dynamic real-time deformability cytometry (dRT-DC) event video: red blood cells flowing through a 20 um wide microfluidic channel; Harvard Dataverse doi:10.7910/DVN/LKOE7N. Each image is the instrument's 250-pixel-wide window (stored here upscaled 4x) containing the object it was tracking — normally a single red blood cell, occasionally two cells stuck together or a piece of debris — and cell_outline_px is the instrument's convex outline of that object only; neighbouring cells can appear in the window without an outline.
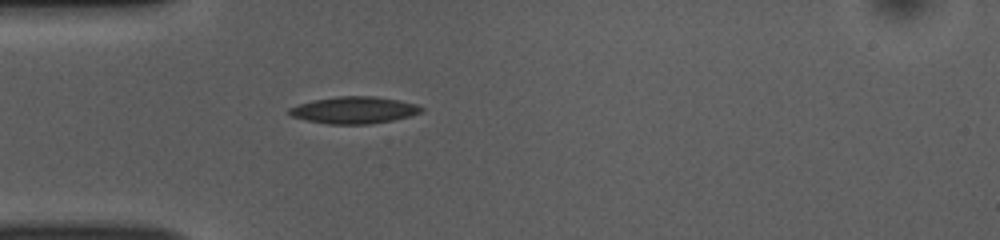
{"species": "common noctule bat (a hibernating species)", "species_latin": "Nyctalus noctula", "temperature_condition": "room temperature", "stored_images_in_passage": 38, "camera_frame_rate_fps": 3000, "um_per_image_px": 0.085, "animal": {"sex": "female", "body_mass_g": 10.0, "forearm_length_mm": 53.1}, "frame": {"image": 1, "passage_image": 1, "time_ms": 0.0, "image_size_px": [1000, 240], "cell_outline_px": [[424, 112], [392, 120], [368, 124], [328, 124], [308, 120], [292, 116], [288, 112], [288, 108], [312, 100], [340, 96], [376, 96], [416, 104], [424, 108]], "centroid_in_image_um": [30.11, 9.35], "position_along_channel_um": 54.9, "area_um2": 20.52}}
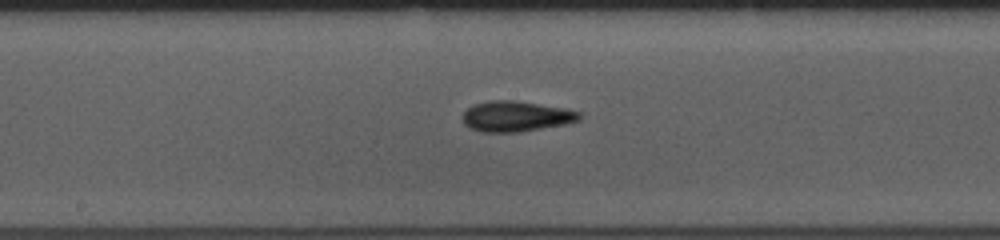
{"frame": {"image": 2, "passage_image": 13, "time_ms": 4.0, "image_size_px": [1000, 240], "cell_outline_px": [[580, 120], [564, 124], [516, 132], [484, 132], [468, 128], [464, 124], [464, 112], [468, 108], [476, 104], [492, 100], [512, 100], [564, 108], [580, 112]], "centroid_in_image_um": [43.84, 9.89], "position_along_channel_um": 204.4, "area_um2": 20.35}}
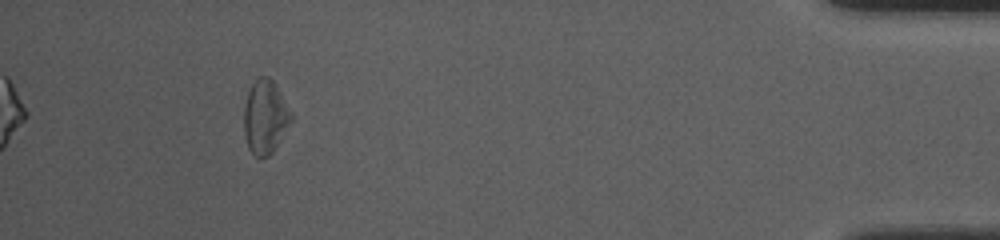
{"frame": {"image": 3, "passage_image": 34, "time_ms": 11.0, "image_size_px": [1000, 240], "cell_outline_px": [[292, 120], [272, 152], [268, 156], [260, 160], [248, 148], [244, 132], [244, 104], [248, 92], [252, 84], [260, 76], [268, 76], [276, 84], [292, 112]], "centroid_in_image_um": [22.54, 9.94], "position_along_channel_um": 412.7, "area_um2": 20.29}, "authors_computed_cell_mechanics": {"area_um2": 19.9121, "velocity_mm_per_s": 3.8613, "shape_relaxation_time_tau1_ms": 4.9559, "shape_relaxation_time_tau2_ms": 4.2049, "deformation_change_tau1": 0.0882, "deformation_change_tau2": 0.127}}